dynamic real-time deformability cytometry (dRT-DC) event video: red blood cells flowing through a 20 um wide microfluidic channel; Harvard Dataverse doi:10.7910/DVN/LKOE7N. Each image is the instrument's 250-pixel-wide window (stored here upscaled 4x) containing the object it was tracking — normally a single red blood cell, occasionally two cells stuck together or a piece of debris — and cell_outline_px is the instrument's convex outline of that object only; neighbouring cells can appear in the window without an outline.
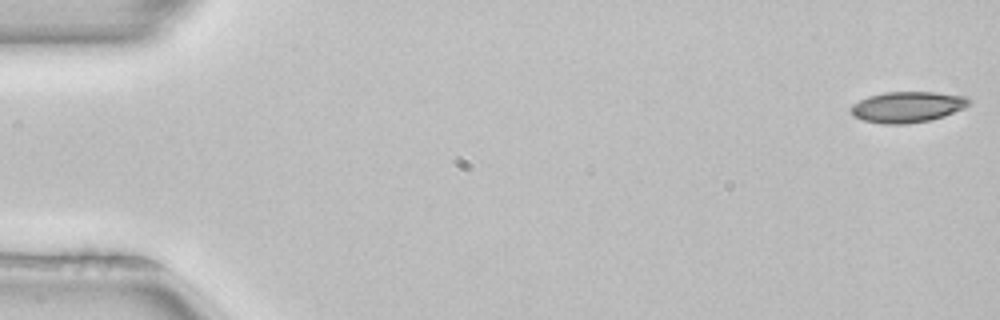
{"species": "common noctule bat (a hibernating species)", "species_latin": "Nyctalus noctula", "temperature_condition": "room temperature", "stored_images_in_passage": 52, "camera_frame_rate_fps": 3000, "um_per_image_px": 0.085, "animal": {"sex": "female", "body_mass_g": 22.7, "forearm_length_mm": 54.2}, "frame": {"image": 1, "passage_image": 1, "time_ms": 0.0, "image_size_px": [1000, 320], "cell_outline_px": [[972, 100], [964, 108], [944, 116], [928, 120], [908, 124], [880, 124], [864, 120], [852, 116], [848, 112], [848, 108], [852, 104], [868, 96], [884, 92], [936, 92], [968, 96]], "centroid_in_image_um": [77.09, 9.09], "position_along_channel_um": 7.9, "area_um2": 21.56}}
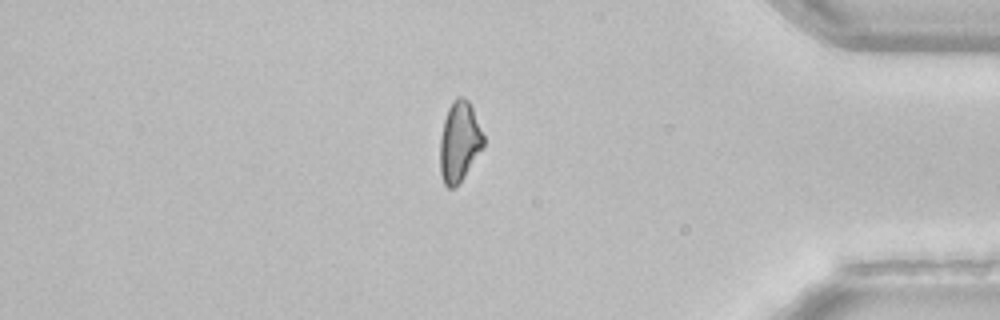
{"frame": {"image": 2, "passage_image": 44, "time_ms": 14.333, "image_size_px": [1000, 320], "cell_outline_px": [[484, 144], [464, 176], [452, 188], [448, 188], [444, 184], [440, 172], [440, 136], [444, 120], [448, 108], [452, 100], [456, 96], [464, 96], [472, 104], [484, 136]], "centroid_in_image_um": [39.04, 11.97], "position_along_channel_um": 396.2, "area_um2": 20.29}}
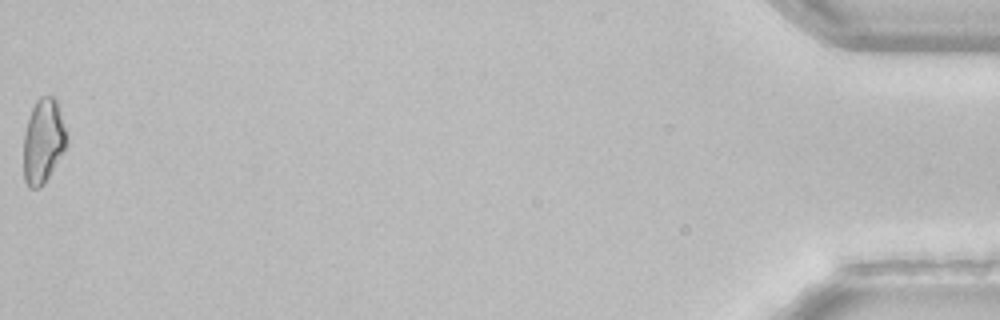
{"frame": {"image": 3, "passage_image": 52, "time_ms": 17.0, "image_size_px": [1000, 320], "cell_outline_px": [[68, 144], [64, 152], [44, 184], [40, 188], [28, 188], [24, 180], [24, 136], [28, 120], [32, 108], [36, 100], [40, 96], [52, 96], [56, 100], [68, 136]], "centroid_in_image_um": [3.69, 12.02], "position_along_channel_um": 431.5, "area_um2": 21.33}, "authors_computed_cell_mechanics": {"area_um2": 21.5305, "velocity_mm_per_s": 3.9696, "shape_relaxation_time_tau1_ms": 11.0865, "shape_relaxation_time_tau2_ms": null, "deformation_change_tau1": 0.2148, "deformation_change_tau2": null}}